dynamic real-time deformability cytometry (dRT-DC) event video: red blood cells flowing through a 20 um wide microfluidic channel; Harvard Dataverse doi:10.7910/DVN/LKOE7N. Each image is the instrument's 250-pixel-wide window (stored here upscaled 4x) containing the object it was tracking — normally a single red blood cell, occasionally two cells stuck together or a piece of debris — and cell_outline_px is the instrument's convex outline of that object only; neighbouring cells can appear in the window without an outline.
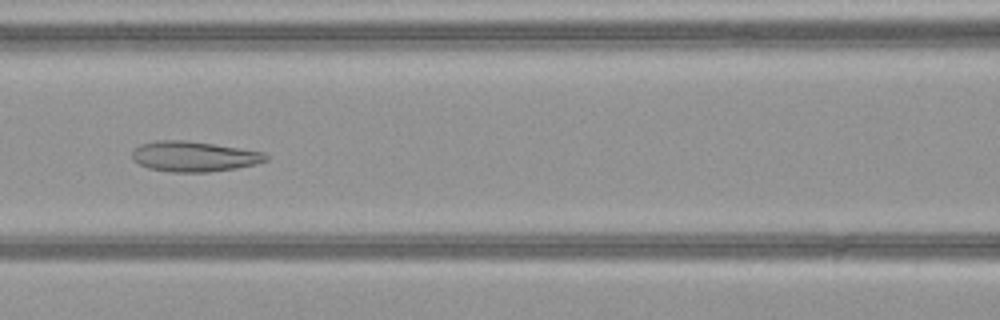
{"species": "common noctule bat (a hibernating species)", "species_latin": "Nyctalus noctula", "temperature_condition": "warm", "stored_images_in_passage": 29, "camera_frame_rate_fps": 3000, "um_per_image_px": 0.085, "animal": {"sex": "female", "body_mass_g": 21.9}, "frame": {"image": 1, "passage_image": 15, "time_ms": 4.667, "image_size_px": [1000, 320], "cell_outline_px": [[268, 160], [256, 164], [236, 168], [208, 172], [172, 172], [148, 168], [132, 160], [132, 152], [140, 144], [156, 140], [188, 140], [240, 148], [264, 152], [268, 156]], "centroid_in_image_um": [16.49, 13.29], "position_along_channel_um": 150.1, "area_um2": 23.7}}
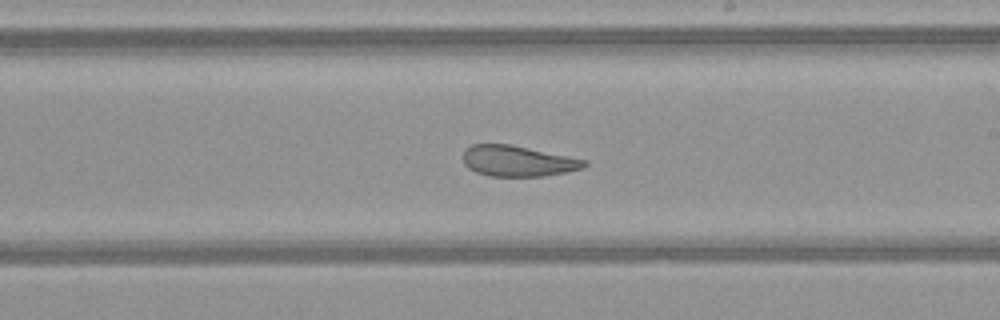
{"frame": {"image": 2, "passage_image": 22, "time_ms": 7.0, "image_size_px": [1000, 320], "cell_outline_px": [[588, 164], [584, 168], [544, 176], [488, 176], [476, 172], [468, 168], [464, 164], [464, 148], [472, 144], [512, 144], [588, 160]], "centroid_in_image_um": [44.02, 13.68], "position_along_channel_um": 245.0, "area_um2": 21.91}}
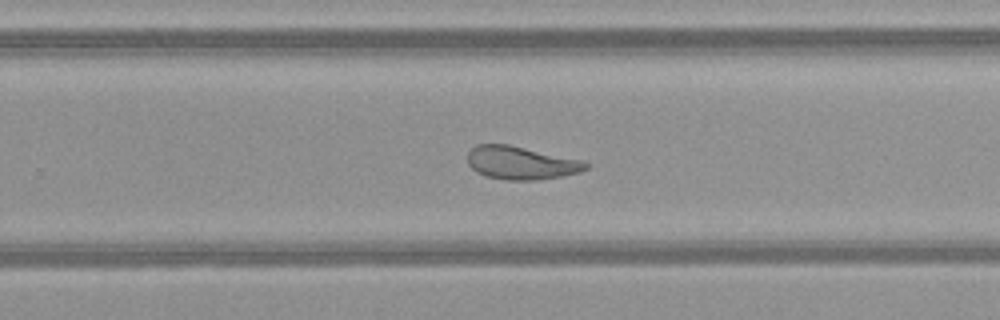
{"frame": {"image": 3, "passage_image": 25, "time_ms": 8.0, "image_size_px": [1000, 320], "cell_outline_px": [[588, 168], [580, 172], [560, 176], [536, 180], [508, 180], [484, 176], [476, 172], [468, 164], [468, 152], [476, 144], [508, 144], [580, 160], [588, 164]], "centroid_in_image_um": [44.24, 13.85], "position_along_channel_um": 285.6, "area_um2": 22.6}}